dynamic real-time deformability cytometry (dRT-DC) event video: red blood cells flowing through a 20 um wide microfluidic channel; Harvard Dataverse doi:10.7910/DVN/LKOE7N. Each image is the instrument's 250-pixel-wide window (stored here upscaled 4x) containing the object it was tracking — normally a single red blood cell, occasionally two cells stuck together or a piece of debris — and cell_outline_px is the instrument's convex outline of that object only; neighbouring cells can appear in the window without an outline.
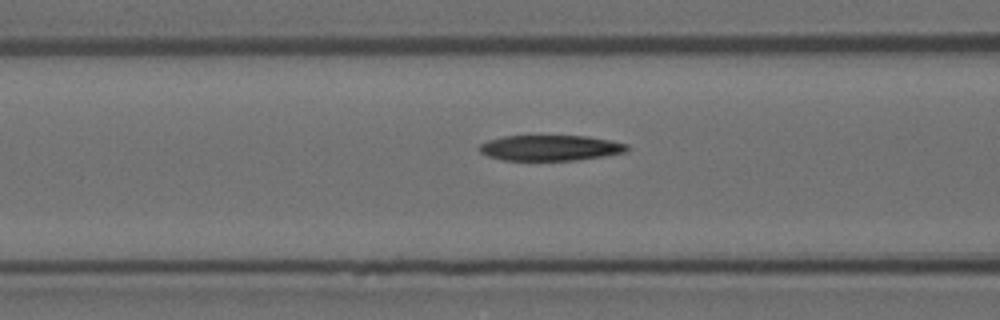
{"species": "Egyptian fruit bat (a non-hibernating species)", "species_latin": "Rousettus aegyptiacus", "temperature_condition": "room temperature", "stored_images_in_passage": 6, "camera_frame_rate_fps": 3000, "um_per_image_px": 0.085, "animal": {"sex": "female"}, "frame": {"image": 1, "passage_image": 4, "time_ms": 1.0, "image_size_px": [1000, 320], "cell_outline_px": [[628, 148], [624, 152], [604, 156], [576, 160], [504, 160], [488, 156], [480, 152], [476, 148], [480, 144], [488, 140], [504, 136], [588, 136], [612, 140], [628, 144]], "centroid_in_image_um": [46.76, 12.56], "position_along_channel_um": 119.8, "area_um2": 22.02}}